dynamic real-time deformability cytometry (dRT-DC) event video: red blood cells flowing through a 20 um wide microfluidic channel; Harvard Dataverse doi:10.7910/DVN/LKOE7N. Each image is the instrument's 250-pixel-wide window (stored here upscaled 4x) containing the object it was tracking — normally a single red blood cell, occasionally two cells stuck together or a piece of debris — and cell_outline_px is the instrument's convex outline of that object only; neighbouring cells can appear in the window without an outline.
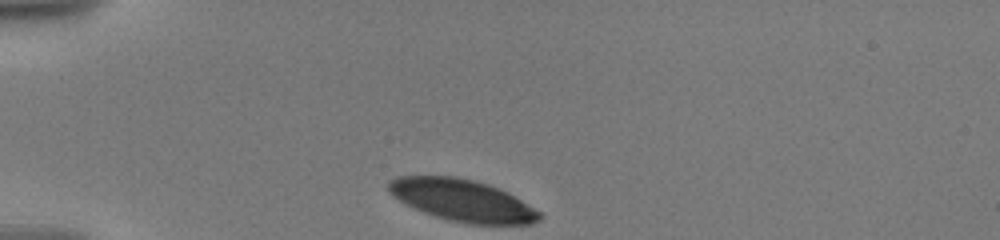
{"species": "human", "species_latin": "Homo sapiens", "temperature_condition": "warm", "stored_images_in_passage": 14, "camera_frame_rate_fps": 3000, "um_per_image_px": 0.085, "donor": {"sex": "male"}, "frame": {"image": 1, "passage_image": 1, "time_ms": 0.0, "image_size_px": [1000, 240], "cell_outline_px": [[544, 216], [540, 220], [532, 224], [468, 224], [448, 220], [424, 212], [392, 196], [388, 192], [388, 180], [396, 176], [456, 176], [488, 184], [500, 188], [508, 192], [540, 212]], "centroid_in_image_um": [39.31, 17.02], "position_along_channel_um": 45.7, "area_um2": 36.82}}
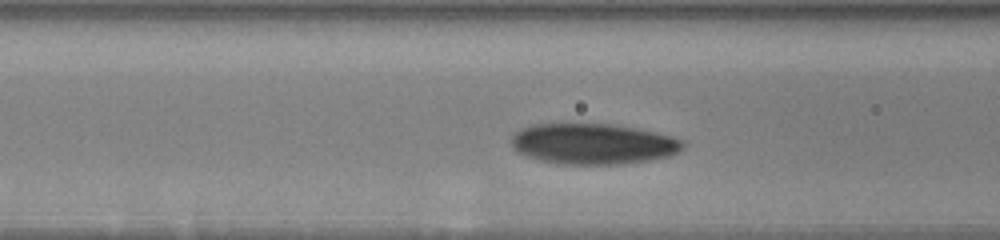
{"frame": {"image": 2, "passage_image": 10, "time_ms": 3.0, "image_size_px": [1000, 240], "cell_outline_px": [[684, 148], [668, 156], [648, 160], [616, 164], [564, 164], [540, 160], [516, 152], [512, 148], [512, 136], [520, 128], [532, 124], [608, 124], [636, 128], [656, 132], [672, 136], [684, 140]], "centroid_in_image_um": [50.4, 12.22], "position_along_channel_um": 116.2, "area_um2": 40.58}}
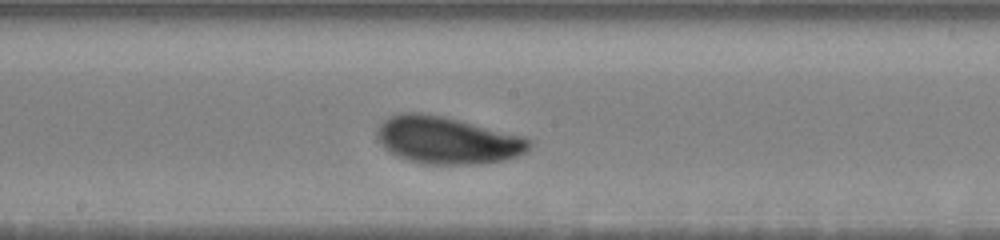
{"frame": {"image": 3, "passage_image": 14, "time_ms": 5.667, "image_size_px": [1000, 240], "cell_outline_px": [[532, 144], [524, 152], [508, 160], [476, 164], [420, 164], [396, 156], [384, 148], [380, 144], [376, 136], [376, 132], [380, 124], [384, 120], [400, 112], [420, 112], [440, 116], [524, 136]], "centroid_in_image_um": [37.97, 11.93], "position_along_channel_um": 210.2, "area_um2": 41.73}}